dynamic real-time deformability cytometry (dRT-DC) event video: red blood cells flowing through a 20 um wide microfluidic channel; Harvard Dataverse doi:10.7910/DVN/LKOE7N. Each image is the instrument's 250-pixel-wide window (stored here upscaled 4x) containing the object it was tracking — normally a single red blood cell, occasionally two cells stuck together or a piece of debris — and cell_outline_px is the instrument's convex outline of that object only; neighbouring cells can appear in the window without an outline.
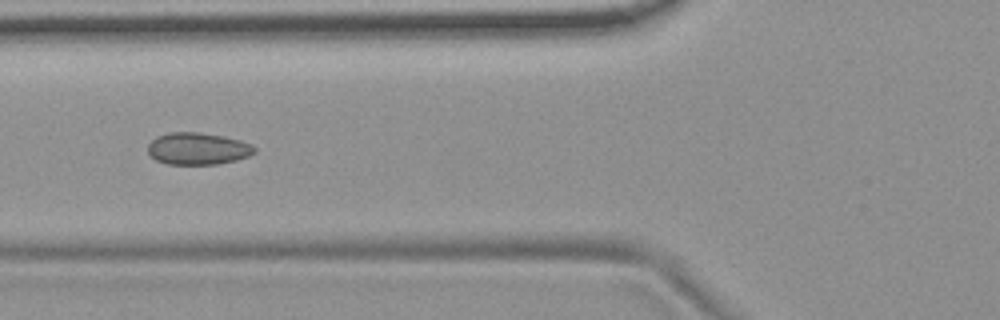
{"species": "common noctule bat (a hibernating species)", "species_latin": "Nyctalus noctula", "temperature_condition": "room temperature", "stored_images_in_passage": 8, "camera_frame_rate_fps": 3000, "um_per_image_px": 0.085, "animal": {"sex": "female", "body_mass_g": 19.9}, "frame": {"image": 1, "passage_image": 6, "time_ms": 5.667, "image_size_px": [1000, 320], "cell_outline_px": [[256, 152], [248, 156], [236, 160], [216, 164], [168, 164], [156, 160], [148, 152], [148, 144], [156, 136], [168, 132], [200, 132], [224, 136], [240, 140], [252, 144], [256, 148]], "centroid_in_image_um": [16.82, 12.62], "position_along_channel_um": 109.0, "area_um2": 20.0}}
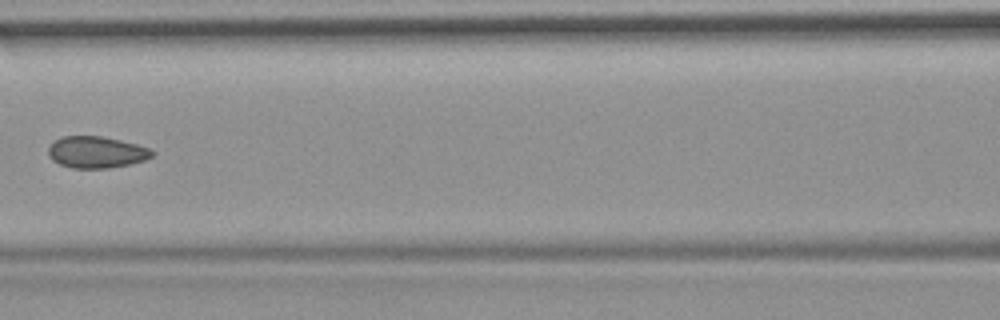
{"frame": {"image": 2, "passage_image": 7, "time_ms": 7.0, "image_size_px": [1000, 320], "cell_outline_px": [[156, 152], [152, 156], [144, 160], [128, 164], [108, 168], [72, 168], [60, 164], [52, 160], [48, 156], [48, 148], [56, 140], [64, 136], [100, 136], [120, 140], [136, 144], [148, 148]], "centroid_in_image_um": [8.18, 12.94], "position_along_channel_um": 158.4, "area_um2": 18.96}}